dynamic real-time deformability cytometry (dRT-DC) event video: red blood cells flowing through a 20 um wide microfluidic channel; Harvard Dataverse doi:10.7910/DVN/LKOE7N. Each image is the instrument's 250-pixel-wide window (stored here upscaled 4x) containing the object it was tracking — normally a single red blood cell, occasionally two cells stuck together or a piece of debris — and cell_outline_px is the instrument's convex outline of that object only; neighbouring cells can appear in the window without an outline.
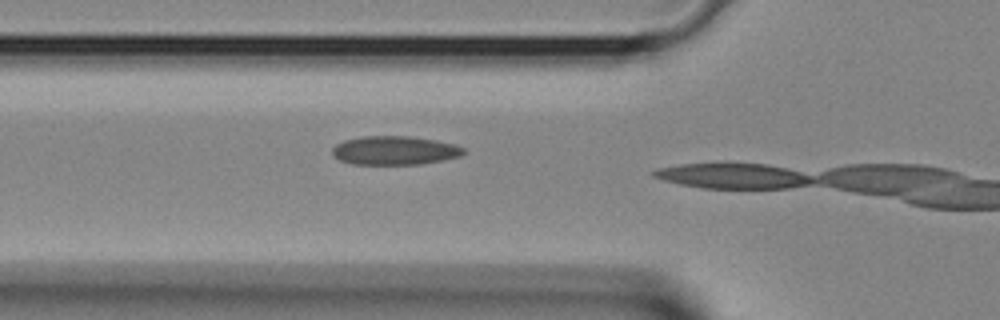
{"species": "Egyptian fruit bat (a non-hibernating species)", "species_latin": "Rousettus aegyptiacus", "temperature_condition": "room temperature", "stored_images_in_passage": 5, "camera_frame_rate_fps": 3000, "um_per_image_px": 0.085, "animal": {"sex": "female"}, "frame": {"image": 1, "passage_image": 4, "time_ms": 1.0, "image_size_px": [1000, 320], "cell_outline_px": [[464, 152], [460, 156], [444, 160], [420, 164], [352, 164], [340, 160], [332, 156], [332, 148], [336, 144], [344, 140], [360, 136], [408, 136], [436, 140], [452, 144], [464, 148]], "centroid_in_image_um": [33.5, 12.79], "position_along_channel_um": 92.3, "area_um2": 22.02}}